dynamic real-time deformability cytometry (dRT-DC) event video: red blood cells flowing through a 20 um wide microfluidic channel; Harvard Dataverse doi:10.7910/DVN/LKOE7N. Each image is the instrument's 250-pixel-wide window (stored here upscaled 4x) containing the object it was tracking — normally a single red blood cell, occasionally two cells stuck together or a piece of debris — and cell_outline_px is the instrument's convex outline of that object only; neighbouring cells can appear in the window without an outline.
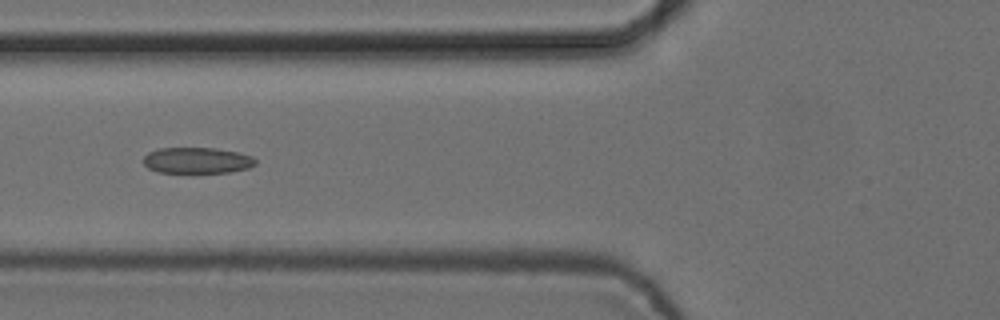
{"species": "common noctule bat (a hibernating species)", "species_latin": "Nyctalus noctula", "temperature_condition": "cold", "stored_images_in_passage": 5, "camera_frame_rate_fps": 3000, "um_per_image_px": 0.085, "animal": {"sex": "female", "body_mass_g": 24.6, "forearm_length_mm": 56.2}, "frame": {"image": 1, "passage_image": 2, "time_ms": 0.333, "image_size_px": [1000, 320], "cell_outline_px": [[256, 164], [248, 168], [232, 172], [156, 172], [148, 168], [144, 164], [144, 156], [148, 152], [160, 148], [216, 148], [236, 152], [252, 156], [256, 160]], "centroid_in_image_um": [16.75, 13.63], "position_along_channel_um": 109.1, "area_um2": 16.94}}
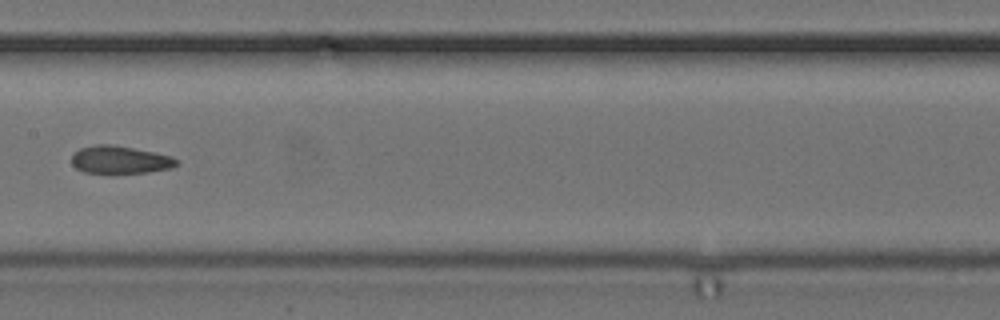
{"frame": {"image": 2, "passage_image": 4, "time_ms": 1.0, "image_size_px": [1000, 320], "cell_outline_px": [[180, 164], [172, 168], [148, 172], [84, 172], [76, 168], [72, 164], [72, 156], [80, 148], [96, 144], [112, 144], [172, 156], [180, 160]], "centroid_in_image_um": [10.25, 13.57], "position_along_channel_um": 197.2, "area_um2": 16.76}}
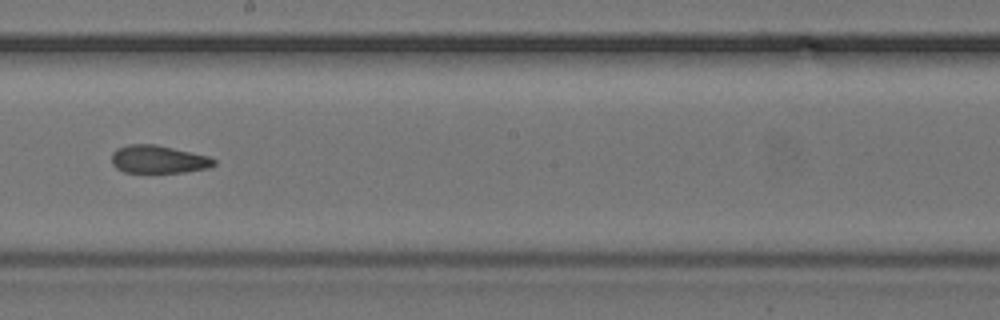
{"frame": {"image": 3, "passage_image": 5, "time_ms": 1.333, "image_size_px": [1000, 320], "cell_outline_px": [[216, 164], [208, 168], [184, 172], [124, 172], [116, 168], [112, 164], [112, 152], [116, 148], [128, 144], [156, 144], [208, 156], [216, 160]], "centroid_in_image_um": [13.44, 13.54], "position_along_channel_um": 234.8, "area_um2": 16.65}}